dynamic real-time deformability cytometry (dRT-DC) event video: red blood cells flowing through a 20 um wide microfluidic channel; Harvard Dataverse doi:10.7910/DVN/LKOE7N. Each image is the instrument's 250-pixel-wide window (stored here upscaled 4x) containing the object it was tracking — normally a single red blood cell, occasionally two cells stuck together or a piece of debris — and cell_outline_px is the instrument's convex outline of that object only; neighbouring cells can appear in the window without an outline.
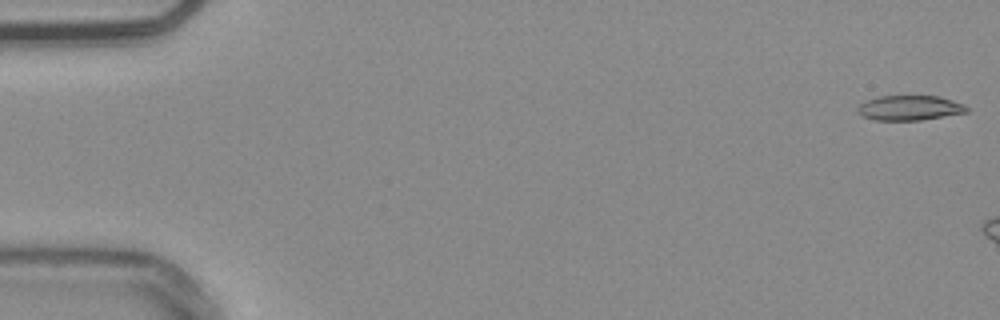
{"species": "common noctule bat (a hibernating species)", "species_latin": "Nyctalus noctula", "temperature_condition": "warm", "stored_images_in_passage": 6, "camera_frame_rate_fps": 3000, "um_per_image_px": 0.085, "animal": {"sex": "male", "body_mass_g": 20.4}, "frame": {"image": 1, "passage_image": 1, "time_ms": 0.0, "image_size_px": [1000, 320], "cell_outline_px": [[968, 112], [920, 120], [872, 120], [860, 116], [856, 112], [856, 108], [860, 104], [868, 100], [880, 96], [940, 96], [964, 104], [968, 108]], "centroid_in_image_um": [77.28, 9.18], "position_along_channel_um": 7.7, "area_um2": 15.9}}